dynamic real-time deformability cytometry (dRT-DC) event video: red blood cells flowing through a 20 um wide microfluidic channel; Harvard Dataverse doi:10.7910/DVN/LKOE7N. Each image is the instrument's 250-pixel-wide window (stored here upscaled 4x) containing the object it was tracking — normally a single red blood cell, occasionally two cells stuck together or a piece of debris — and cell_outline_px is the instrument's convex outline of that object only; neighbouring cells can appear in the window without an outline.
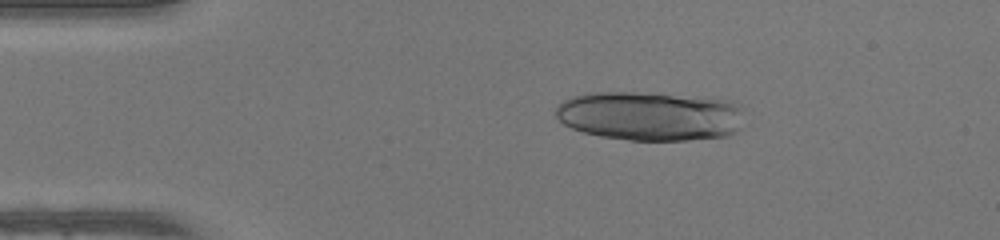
{"species": "human", "species_latin": "Homo sapiens", "temperature_condition": "warm", "stored_images_in_passage": 17, "camera_frame_rate_fps": 3000, "um_per_image_px": 0.085, "donor": {"sex": "female"}, "frame": {"image": 1, "passage_image": 8, "time_ms": 2.333, "image_size_px": [1000, 240], "cell_outline_px": [[744, 108], [740, 128], [736, 132], [728, 136], [688, 140], [628, 140], [600, 136], [584, 132], [572, 128], [564, 124], [556, 116], [556, 108], [564, 100], [572, 96], [588, 92], [636, 92], [732, 100]], "centroid_in_image_um": [55.28, 9.86], "position_along_channel_um": 29.7, "area_um2": 54.33}}